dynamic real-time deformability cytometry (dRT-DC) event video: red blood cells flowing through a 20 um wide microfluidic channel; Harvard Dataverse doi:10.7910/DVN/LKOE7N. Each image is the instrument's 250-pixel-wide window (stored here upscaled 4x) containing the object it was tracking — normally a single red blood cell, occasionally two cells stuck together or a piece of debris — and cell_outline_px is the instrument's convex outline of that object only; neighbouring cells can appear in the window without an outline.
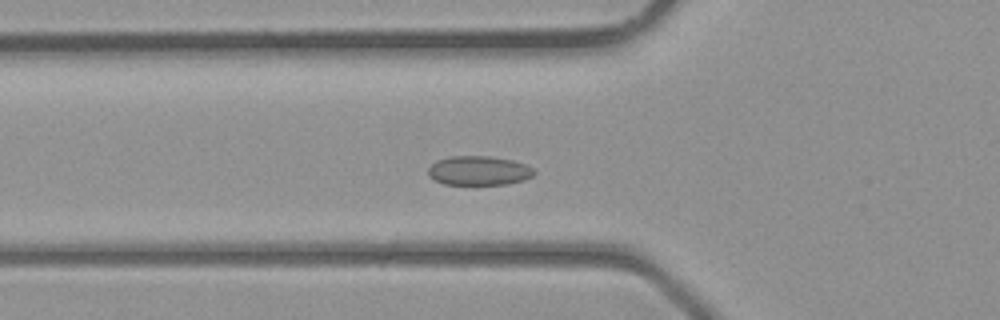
{"species": "common noctule bat (a hibernating species)", "species_latin": "Nyctalus noctula", "temperature_condition": "room temperature", "stored_images_in_passage": 41, "camera_frame_rate_fps": 3000, "um_per_image_px": 0.085, "animal": {"sex": "male", "body_mass_g": 23.1, "forearm_length_mm": 52.7}, "frame": {"image": 1, "passage_image": 14, "time_ms": 4.333, "image_size_px": [1000, 320], "cell_outline_px": [[536, 172], [532, 176], [524, 180], [508, 184], [444, 184], [428, 176], [428, 168], [436, 160], [448, 156], [492, 156], [512, 160], [524, 164], [532, 168]], "centroid_in_image_um": [40.69, 14.49], "position_along_channel_um": 85.1, "area_um2": 18.09}}
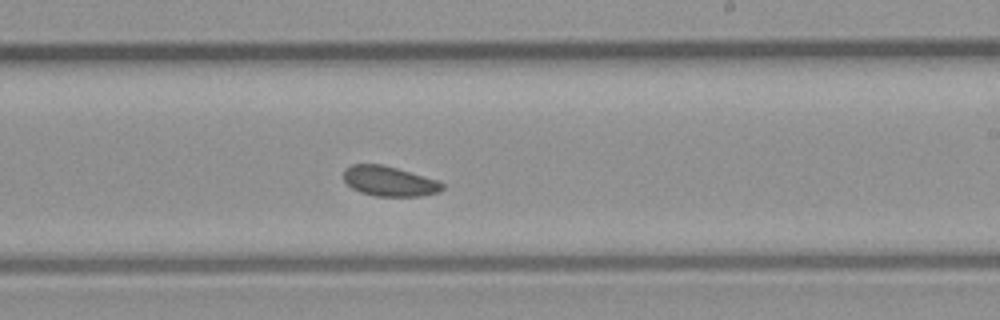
{"frame": {"image": 2, "passage_image": 24, "time_ms": 7.667, "image_size_px": [1000, 320], "cell_outline_px": [[444, 188], [440, 192], [420, 196], [376, 196], [360, 192], [352, 188], [344, 180], [344, 168], [352, 164], [384, 164], [440, 180], [444, 184]], "centroid_in_image_um": [33.12, 15.39], "position_along_channel_um": 255.9, "area_um2": 17.51}}
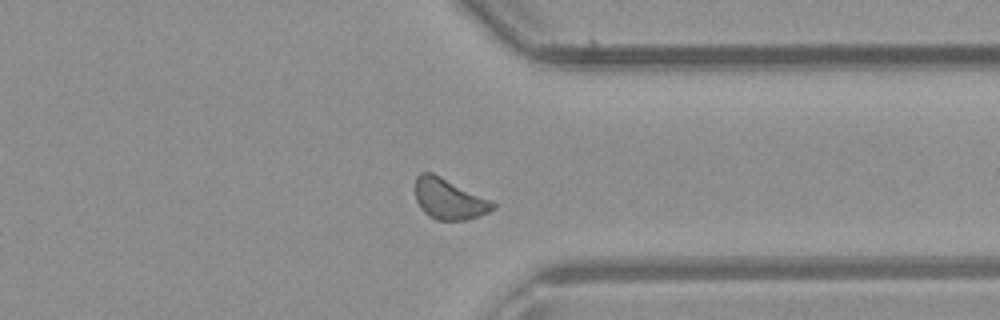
{"frame": {"image": 3, "passage_image": 31, "time_ms": 10.0, "image_size_px": [1000, 320], "cell_outline_px": [[496, 208], [480, 216], [464, 220], [436, 220], [428, 216], [420, 208], [416, 200], [416, 176], [420, 172], [432, 172], [496, 204]], "centroid_in_image_um": [38.12, 16.93], "position_along_channel_um": 373.3, "area_um2": 18.09}}